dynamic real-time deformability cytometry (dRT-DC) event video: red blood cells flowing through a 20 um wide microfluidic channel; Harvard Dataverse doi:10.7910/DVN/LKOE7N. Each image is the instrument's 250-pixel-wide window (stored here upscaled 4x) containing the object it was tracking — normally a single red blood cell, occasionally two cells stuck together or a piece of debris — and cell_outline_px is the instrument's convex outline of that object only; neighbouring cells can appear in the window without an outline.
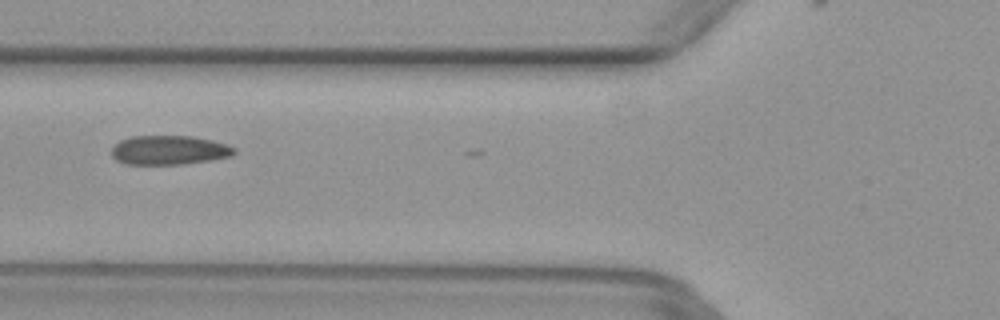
{"species": "common noctule bat (a hibernating species)", "species_latin": "Nyctalus noctula", "temperature_condition": "warm", "stored_images_in_passage": 23, "camera_frame_rate_fps": 3000, "um_per_image_px": 0.085, "animal": {"sex": "female", "body_mass_g": 29.2, "forearm_length_mm": 56.3}, "frame": {"image": 1, "passage_image": 19, "time_ms": 6.0, "image_size_px": [1000, 320], "cell_outline_px": [[236, 152], [232, 156], [212, 160], [184, 164], [128, 164], [116, 160], [112, 156], [112, 148], [120, 140], [132, 136], [192, 136], [212, 140], [228, 144], [236, 148]], "centroid_in_image_um": [14.42, 12.76], "position_along_channel_um": 111.4, "area_um2": 20.98}}
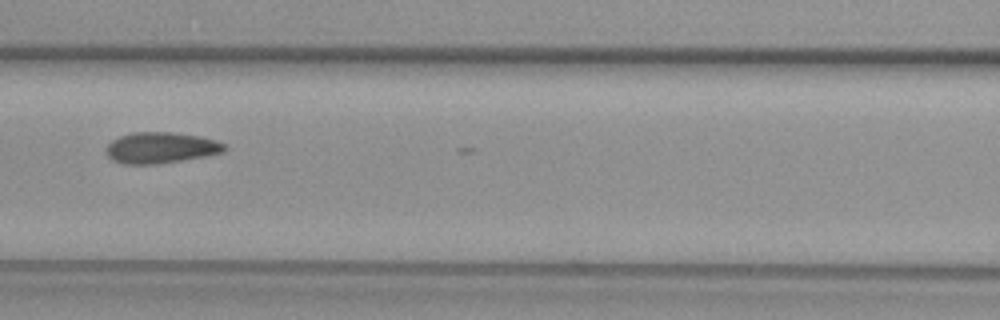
{"frame": {"image": 2, "passage_image": 22, "time_ms": 7.0, "image_size_px": [1000, 320], "cell_outline_px": [[228, 148], [224, 152], [204, 156], [156, 164], [124, 164], [112, 160], [108, 156], [108, 144], [112, 140], [120, 136], [132, 132], [172, 132], [200, 136], [216, 140], [224, 144]], "centroid_in_image_um": [13.69, 12.55], "position_along_channel_um": 152.9, "area_um2": 21.27}}